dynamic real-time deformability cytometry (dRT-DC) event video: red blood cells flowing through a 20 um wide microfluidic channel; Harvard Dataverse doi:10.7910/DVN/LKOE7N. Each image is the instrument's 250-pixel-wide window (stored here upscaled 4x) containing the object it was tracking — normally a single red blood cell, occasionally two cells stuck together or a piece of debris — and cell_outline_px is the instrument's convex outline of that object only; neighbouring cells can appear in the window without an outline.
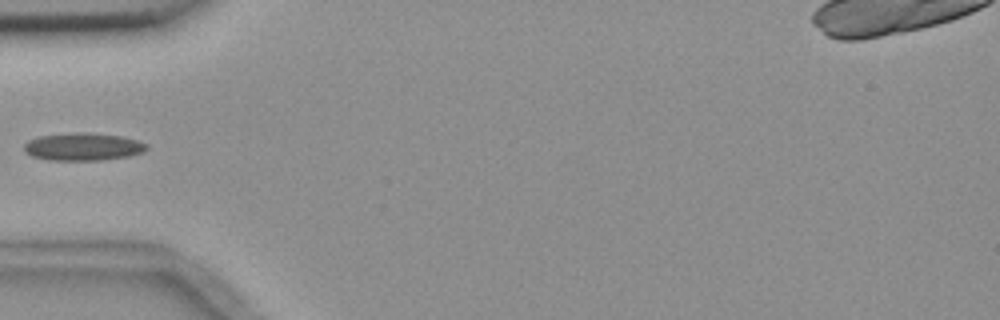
{"species": "common noctule bat (a hibernating species)", "species_latin": "Nyctalus noctula", "temperature_condition": "room temperature", "stored_images_in_passage": 4, "camera_frame_rate_fps": 3000, "um_per_image_px": 0.085, "animal": {"sex": "female", "body_mass_g": 18.4}, "frame": {"image": 1, "passage_image": 4, "time_ms": 4.0, "image_size_px": [1000, 320], "cell_outline_px": [[148, 148], [144, 152], [128, 156], [100, 160], [52, 160], [32, 156], [24, 152], [24, 144], [28, 140], [40, 136], [76, 132], [84, 132], [120, 136], [136, 140], [148, 144]], "centroid_in_image_um": [7.05, 12.47], "position_along_channel_um": 77.9, "area_um2": 19.65}}